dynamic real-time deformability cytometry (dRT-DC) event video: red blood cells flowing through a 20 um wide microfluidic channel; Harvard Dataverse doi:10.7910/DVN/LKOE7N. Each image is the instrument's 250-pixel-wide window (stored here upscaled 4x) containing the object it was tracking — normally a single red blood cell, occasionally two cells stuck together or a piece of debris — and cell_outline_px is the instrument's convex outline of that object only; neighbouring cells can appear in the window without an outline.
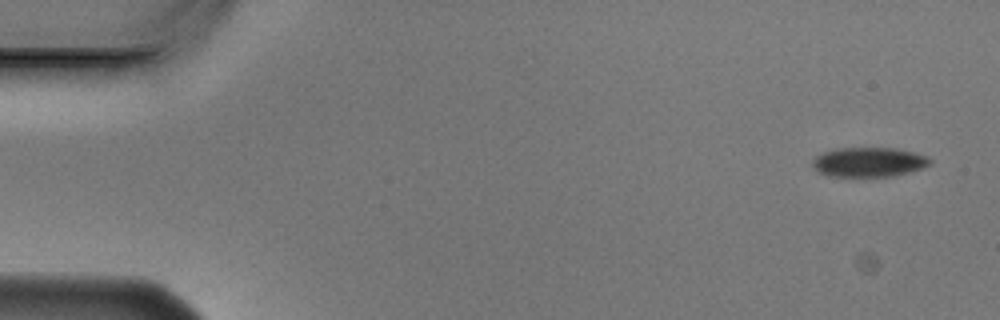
{"species": "Egyptian fruit bat (a non-hibernating species)", "species_latin": "Rousettus aegyptiacus", "temperature_condition": "cold", "stored_images_in_passage": 7, "camera_frame_rate_fps": 3000, "um_per_image_px": 0.085, "animal": {"sex": "male"}, "frame": {"image": 1, "passage_image": 1, "time_ms": 0.0, "image_size_px": [1000, 320], "cell_outline_px": [[932, 164], [908, 172], [892, 176], [828, 176], [816, 172], [812, 168], [812, 160], [816, 156], [832, 148], [896, 148], [928, 156], [932, 160]], "centroid_in_image_um": [73.8, 13.77], "position_along_channel_um": 11.2, "area_um2": 20.35}}
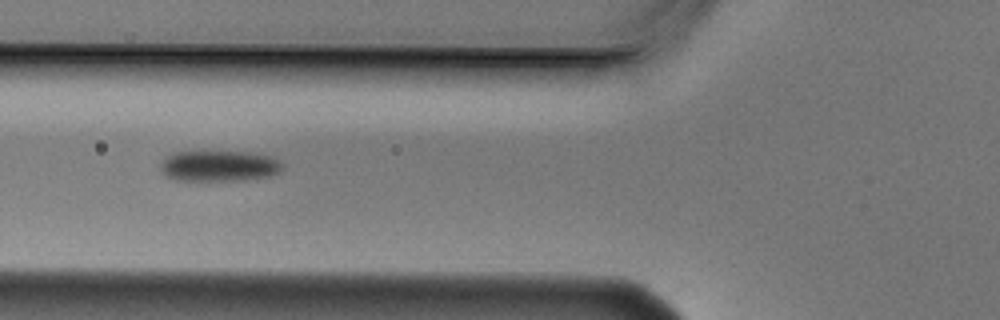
{"frame": {"image": 2, "passage_image": 6, "time_ms": 1.667, "image_size_px": [1000, 320], "cell_outline_px": [[284, 168], [280, 172], [268, 176], [244, 180], [172, 180], [164, 176], [160, 168], [160, 164], [168, 156], [176, 152], [260, 152], [280, 160], [284, 164]], "centroid_in_image_um": [18.67, 14.11], "position_along_channel_um": 107.1, "area_um2": 22.14}}
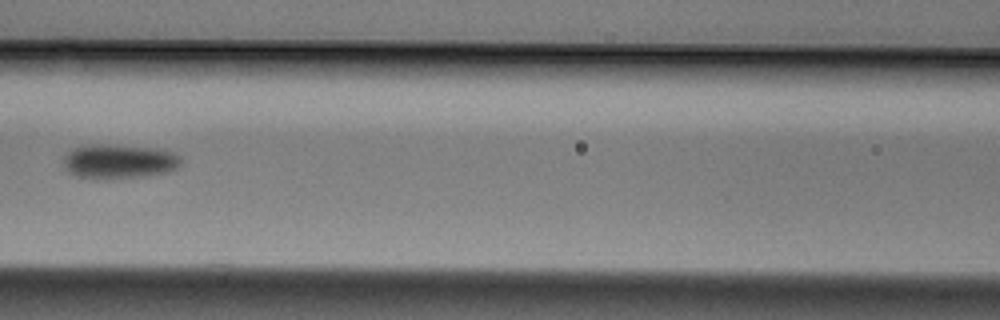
{"frame": {"image": 3, "passage_image": 7, "time_ms": 2.0, "image_size_px": [1000, 320], "cell_outline_px": [[180, 164], [176, 168], [168, 172], [144, 176], [108, 180], [96, 180], [76, 176], [68, 172], [64, 168], [64, 156], [72, 148], [84, 144], [112, 144], [160, 148], [172, 152], [180, 156]], "centroid_in_image_um": [10.07, 13.72], "position_along_channel_um": 156.5, "area_um2": 24.28}}